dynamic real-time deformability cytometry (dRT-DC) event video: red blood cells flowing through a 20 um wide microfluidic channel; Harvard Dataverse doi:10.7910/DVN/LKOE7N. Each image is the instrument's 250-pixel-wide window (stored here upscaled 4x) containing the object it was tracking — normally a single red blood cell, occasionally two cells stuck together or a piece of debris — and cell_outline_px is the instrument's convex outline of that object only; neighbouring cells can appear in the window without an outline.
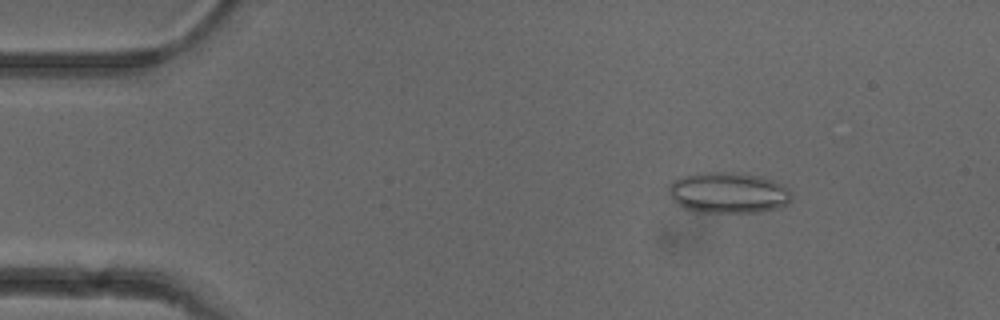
{"species": "common noctule bat (a hibernating species)", "species_latin": "Nyctalus noctula", "temperature_condition": "cold", "stored_images_in_passage": 51, "camera_frame_rate_fps": 3000, "um_per_image_px": 0.085, "animal": {"sex": "female"}, "frame": {"image": 1, "passage_image": 7, "time_ms": 2.0, "image_size_px": [1000, 320], "cell_outline_px": [[792, 200], [788, 204], [780, 208], [756, 212], [704, 212], [684, 208], [672, 200], [668, 196], [672, 180], [696, 172], [728, 172], [760, 176], [772, 180], [788, 188], [792, 192]], "centroid_in_image_um": [61.92, 16.38], "position_along_channel_um": 23.1, "area_um2": 29.42}}
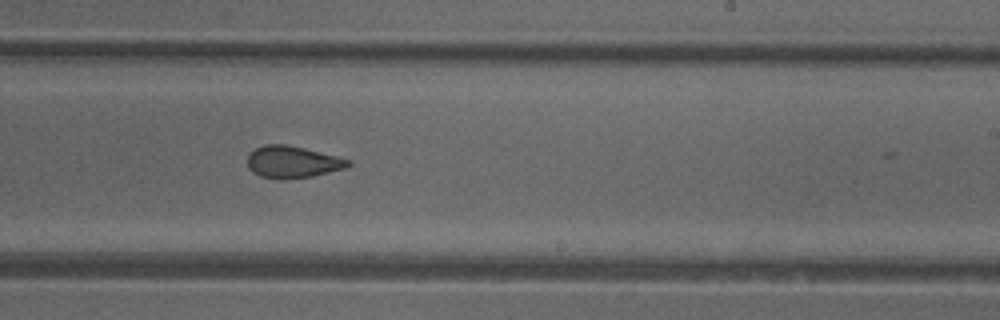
{"frame": {"image": 2, "passage_image": 31, "time_ms": 10.0, "image_size_px": [1000, 320], "cell_outline_px": [[352, 164], [348, 168], [312, 176], [260, 176], [252, 172], [248, 168], [248, 156], [256, 148], [264, 144], [284, 144], [304, 148], [352, 160]], "centroid_in_image_um": [24.92, 13.72], "position_along_channel_um": 264.1, "area_um2": 18.09}}
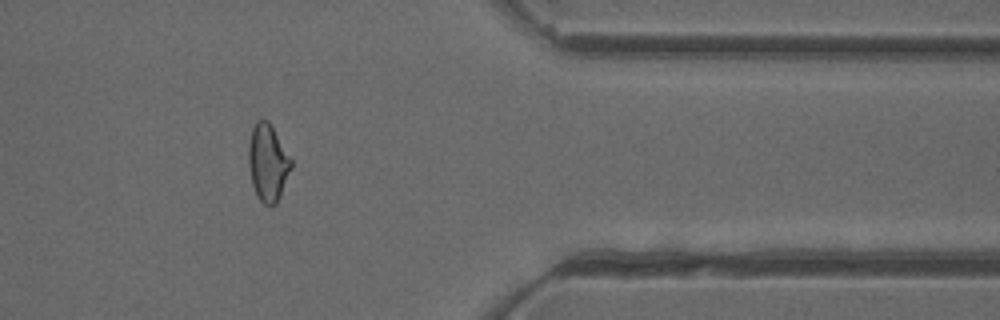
{"frame": {"image": 3, "passage_image": 42, "time_ms": 13.667, "image_size_px": [1000, 320], "cell_outline_px": [[292, 168], [280, 196], [276, 204], [264, 204], [256, 196], [252, 184], [248, 164], [248, 144], [252, 128], [256, 120], [268, 120], [292, 160]], "centroid_in_image_um": [22.75, 13.83], "position_along_channel_um": 388.6, "area_um2": 19.13}, "authors_computed_cell_mechanics": {"area_um2": 19.941, "velocity_mm_per_s": 3.9434, "shape_relaxation_time_tau1_ms": null, "shape_relaxation_time_tau2_ms": 2.2426, "deformation_change_tau1": null, "deformation_change_tau2": 0.0867}}